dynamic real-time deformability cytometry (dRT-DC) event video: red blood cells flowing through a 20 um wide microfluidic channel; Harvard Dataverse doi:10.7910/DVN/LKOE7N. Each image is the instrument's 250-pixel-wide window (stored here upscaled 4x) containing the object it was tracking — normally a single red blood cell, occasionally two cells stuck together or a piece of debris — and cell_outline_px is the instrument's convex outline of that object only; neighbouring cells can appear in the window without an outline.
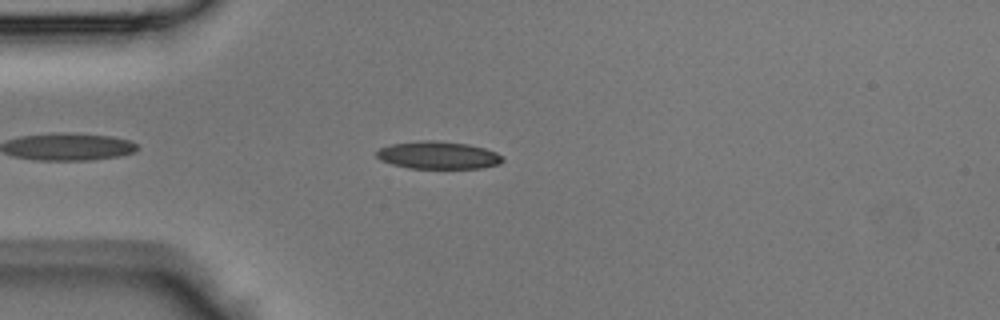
{"species": "Egyptian fruit bat (a non-hibernating species)", "species_latin": "Rousettus aegyptiacus", "temperature_condition": "room temperature", "stored_images_in_passage": 36, "camera_frame_rate_fps": 3000, "um_per_image_px": 0.085, "animal": {"sex": "male"}, "frame": {"image": 1, "passage_image": 4, "time_ms": 1.0, "image_size_px": [1000, 320], "cell_outline_px": [[504, 160], [500, 164], [480, 168], [408, 168], [392, 164], [380, 160], [376, 156], [376, 152], [380, 148], [388, 144], [420, 140], [436, 140], [468, 144], [484, 148], [496, 152], [504, 156]], "centroid_in_image_um": [37.24, 13.18], "position_along_channel_um": 47.8, "area_um2": 20.46}}
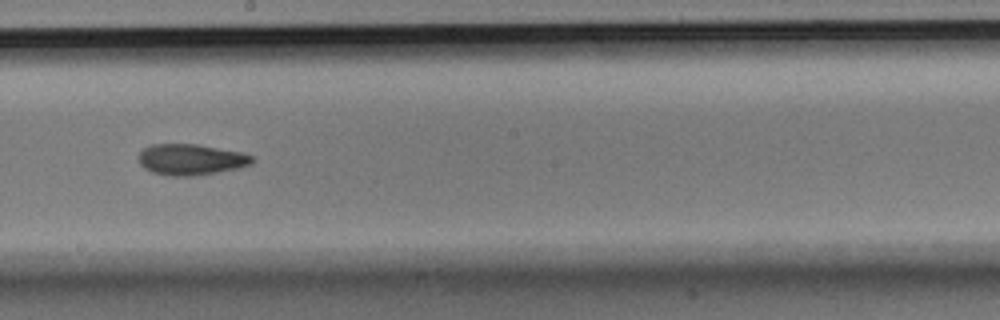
{"frame": {"image": 2, "passage_image": 17, "time_ms": 5.333, "image_size_px": [1000, 320], "cell_outline_px": [[256, 160], [252, 164], [240, 168], [192, 176], [168, 176], [152, 172], [144, 168], [140, 164], [140, 152], [144, 148], [152, 144], [196, 144], [240, 152], [252, 156]], "centroid_in_image_um": [16.24, 13.56], "position_along_channel_um": 232.0, "area_um2": 20.46}}
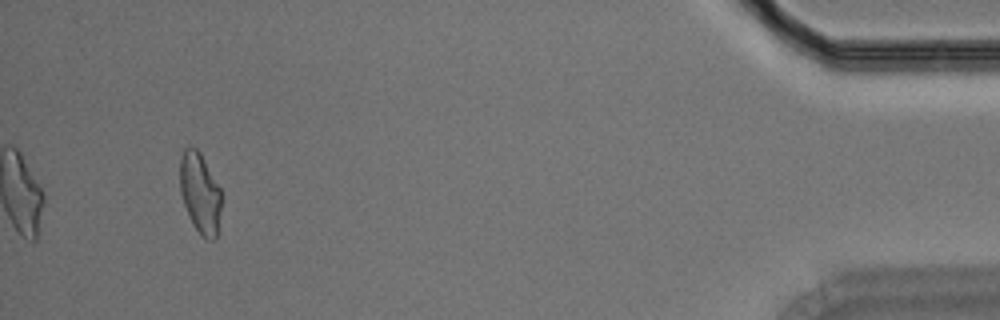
{"frame": {"image": 3, "passage_image": 34, "time_ms": 11.0, "image_size_px": [1000, 320], "cell_outline_px": [[224, 196], [216, 240], [208, 240], [192, 224], [184, 204], [180, 192], [180, 156], [184, 148], [196, 148], [200, 152], [220, 188]], "centroid_in_image_um": [17.04, 16.43], "position_along_channel_um": 418.2, "area_um2": 19.71}}